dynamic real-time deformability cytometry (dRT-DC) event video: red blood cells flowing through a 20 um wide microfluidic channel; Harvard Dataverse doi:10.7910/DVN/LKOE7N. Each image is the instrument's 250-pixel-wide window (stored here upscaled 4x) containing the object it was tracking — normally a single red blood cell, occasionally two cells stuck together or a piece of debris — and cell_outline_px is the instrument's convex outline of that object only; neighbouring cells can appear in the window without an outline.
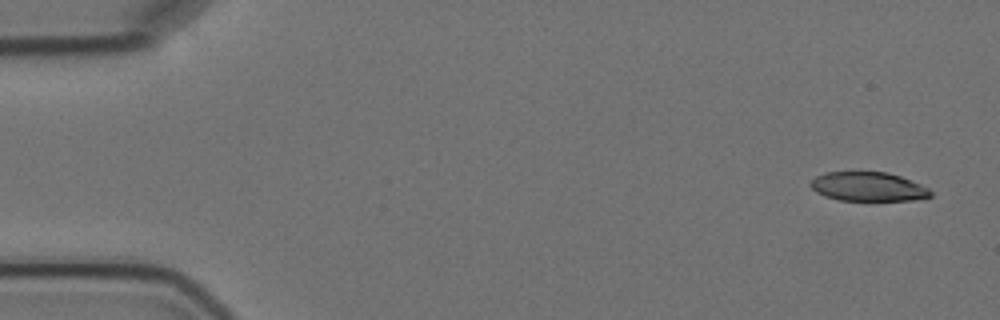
{"species": "Egyptian fruit bat (a non-hibernating species)", "species_latin": "Rousettus aegyptiacus", "temperature_condition": "cold", "stored_images_in_passage": 5, "camera_frame_rate_fps": 3000, "um_per_image_px": 0.085, "animal": {"sex": "female"}, "frame": {"image": 1, "passage_image": 1, "time_ms": 0.0, "image_size_px": [1000, 320], "cell_outline_px": [[932, 196], [912, 200], [840, 200], [824, 196], [816, 192], [808, 184], [816, 176], [824, 172], [888, 172], [900, 176], [920, 184], [928, 188], [932, 192]], "centroid_in_image_um": [73.77, 15.86], "position_along_channel_um": 11.2, "area_um2": 20.29}}
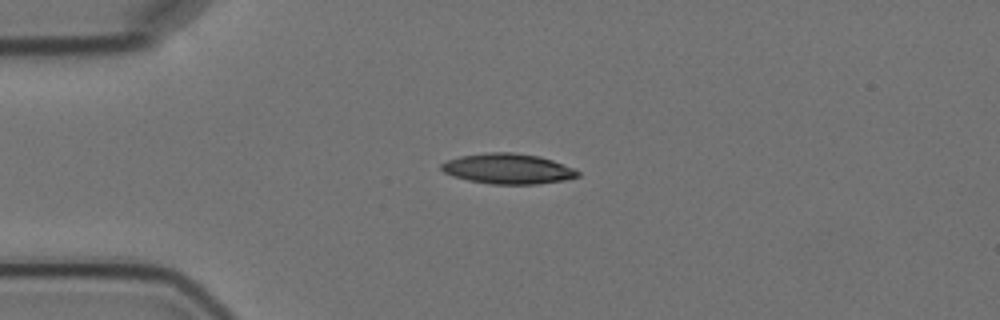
{"frame": {"image": 2, "passage_image": 4, "time_ms": 3.667, "image_size_px": [1000, 320], "cell_outline_px": [[580, 176], [564, 180], [536, 184], [492, 184], [468, 180], [452, 176], [444, 172], [440, 168], [440, 164], [448, 160], [460, 156], [488, 152], [512, 152], [540, 156], [552, 160], [572, 168], [580, 172]], "centroid_in_image_um": [43.15, 14.34], "position_along_channel_um": 41.8, "area_um2": 24.04}}